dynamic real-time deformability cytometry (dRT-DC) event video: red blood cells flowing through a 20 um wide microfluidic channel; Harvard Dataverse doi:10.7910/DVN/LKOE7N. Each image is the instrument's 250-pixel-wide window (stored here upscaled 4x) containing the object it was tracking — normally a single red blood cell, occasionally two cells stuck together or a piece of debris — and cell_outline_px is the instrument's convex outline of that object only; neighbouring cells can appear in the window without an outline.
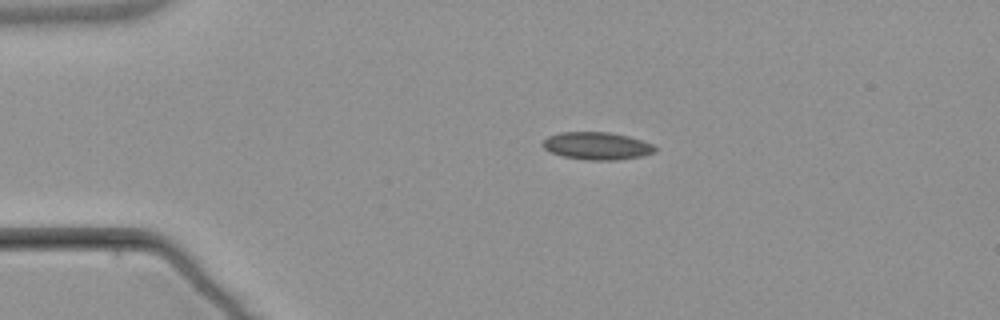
{"species": "common noctule bat (a hibernating species)", "species_latin": "Nyctalus noctula", "temperature_condition": "warm", "stored_images_in_passage": 2, "camera_frame_rate_fps": 3000, "um_per_image_px": 0.085, "animal": {"sex": "male", "body_mass_g": 21.5, "forearm_length_mm": 52.0}, "frame": {"image": 1, "passage_image": 1, "time_ms": 0.0, "image_size_px": [1000, 320], "cell_outline_px": [[656, 152], [644, 156], [612, 160], [588, 160], [564, 156], [552, 152], [544, 148], [540, 144], [548, 136], [560, 132], [608, 132], [628, 136], [652, 144], [656, 148]], "centroid_in_image_um": [50.74, 12.4], "position_along_channel_um": 34.3, "area_um2": 17.92}}